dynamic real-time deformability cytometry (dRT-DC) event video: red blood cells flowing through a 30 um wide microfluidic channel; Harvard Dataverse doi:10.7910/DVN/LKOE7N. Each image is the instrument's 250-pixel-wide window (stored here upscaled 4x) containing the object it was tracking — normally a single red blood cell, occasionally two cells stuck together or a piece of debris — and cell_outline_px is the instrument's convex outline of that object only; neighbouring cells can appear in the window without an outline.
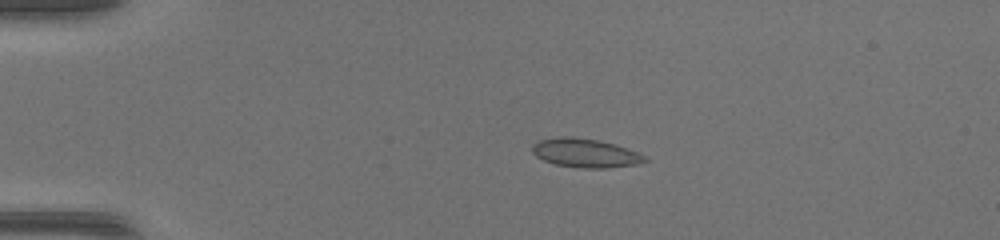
{"species": "common noctule bat (a hibernating species)", "species_latin": "Nyctalus noctula", "temperature_condition": "warm", "stored_images_in_passage": 40, "camera_frame_rate_fps": 3000, "um_per_image_px": 0.085, "animal": {"sex": "female", "body_mass_g": 17.0, "forearm_length_mm": 48.0}, "frame": {"image": 1, "passage_image": 2, "time_ms": 0.333, "image_size_px": [1000, 240], "cell_outline_px": [[648, 160], [636, 164], [604, 168], [584, 168], [556, 164], [544, 160], [536, 156], [532, 152], [532, 144], [540, 140], [560, 136], [568, 136], [600, 140], [616, 144], [628, 148], [644, 156]], "centroid_in_image_um": [49.73, 12.99], "position_along_channel_um": 35.3, "area_um2": 18.79}}
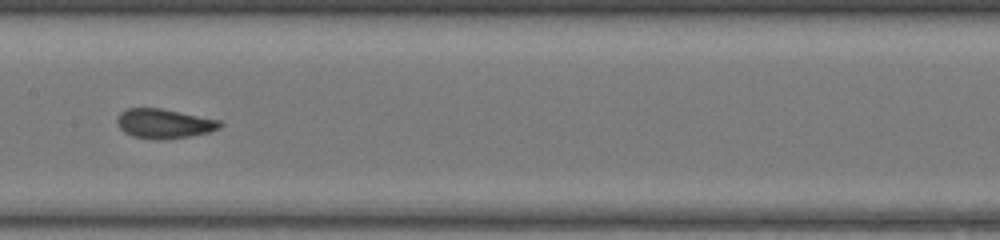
{"frame": {"image": 2, "passage_image": 17, "time_ms": 5.333, "image_size_px": [1000, 240], "cell_outline_px": [[224, 124], [220, 128], [208, 132], [188, 136], [160, 140], [156, 140], [132, 136], [124, 132], [120, 128], [116, 120], [120, 112], [128, 108], [160, 108], [220, 120]], "centroid_in_image_um": [13.94, 10.5], "position_along_channel_um": 193.5, "area_um2": 17.63}}
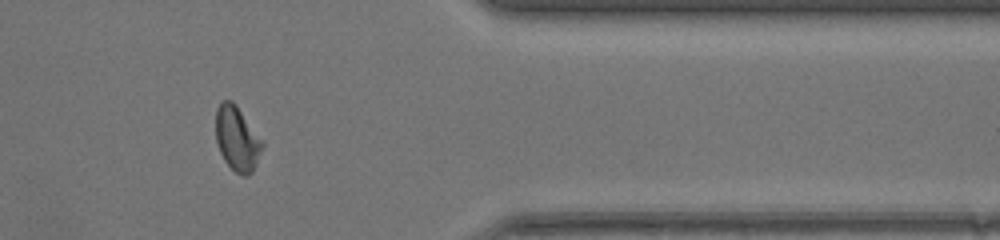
{"frame": {"image": 3, "passage_image": 32, "time_ms": 10.333, "image_size_px": [1000, 240], "cell_outline_px": [[264, 148], [252, 172], [248, 176], [244, 176], [236, 172], [224, 160], [220, 152], [216, 140], [216, 108], [220, 100], [232, 100], [236, 104], [264, 140]], "centroid_in_image_um": [20.18, 11.76], "position_along_channel_um": 391.2, "area_um2": 17.86}, "authors_computed_cell_mechanics": {"area_um2": 17.629, "velocity_mm_per_s": 4.2883, "shape_relaxation_time_tau1_ms": 3.5123, "shape_relaxation_time_tau2_ms": 1.0259, "deformation_change_tau1": 0.1472, "deformation_change_tau2": 0.076}}